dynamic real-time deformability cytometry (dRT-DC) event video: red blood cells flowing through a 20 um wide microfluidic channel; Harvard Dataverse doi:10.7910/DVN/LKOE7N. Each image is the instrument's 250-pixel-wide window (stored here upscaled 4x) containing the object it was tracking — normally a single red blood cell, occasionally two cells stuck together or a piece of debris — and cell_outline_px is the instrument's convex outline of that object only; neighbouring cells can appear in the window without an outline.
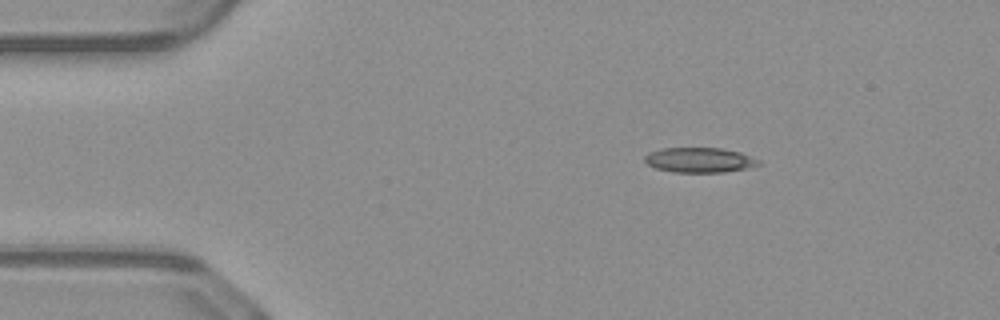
{"species": "common noctule bat (a hibernating species)", "species_latin": "Nyctalus noctula", "temperature_condition": "warm", "stored_images_in_passage": 43, "camera_frame_rate_fps": 3000, "um_per_image_px": 0.085, "animal": {"sex": "male", "body_mass_g": 23.1, "forearm_length_mm": 52.7}, "frame": {"image": 1, "passage_image": 1, "time_ms": 0.0, "image_size_px": [1000, 320], "cell_outline_px": [[764, 164], [748, 168], [724, 172], [672, 172], [656, 168], [648, 164], [644, 160], [644, 156], [648, 152], [664, 148], [720, 148], [740, 152], [760, 160]], "centroid_in_image_um": [59.48, 13.6], "position_along_channel_um": 25.5, "area_um2": 16.65}}
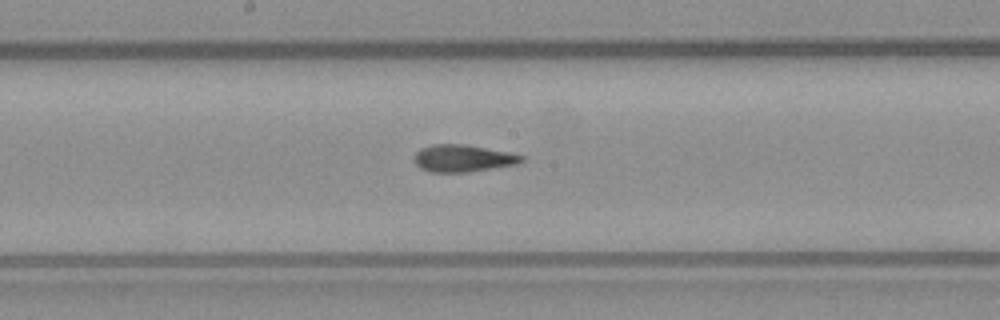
{"frame": {"image": 2, "passage_image": 19, "time_ms": 6.0, "image_size_px": [1000, 320], "cell_outline_px": [[524, 160], [516, 164], [468, 172], [432, 172], [420, 168], [412, 160], [412, 156], [420, 148], [432, 144], [464, 144], [508, 152], [524, 156]], "centroid_in_image_um": [39.29, 13.45], "position_along_channel_um": 208.9, "area_um2": 16.99}}
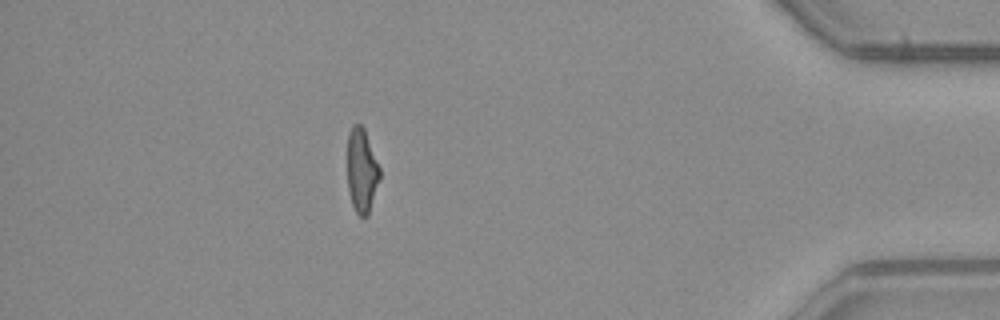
{"frame": {"image": 3, "passage_image": 37, "time_ms": 12.0, "image_size_px": [1000, 320], "cell_outline_px": [[380, 180], [368, 216], [360, 216], [356, 212], [352, 204], [348, 188], [348, 132], [352, 124], [360, 124], [364, 128], [380, 168]], "centroid_in_image_um": [30.76, 14.5], "position_along_channel_um": 404.4, "area_um2": 15.9}, "authors_computed_cell_mechanics": {"area_um2": 16.9932, "velocity_mm_per_s": 4.1275, "shape_relaxation_time_tau1_ms": 10.3264, "shape_relaxation_time_tau2_ms": 2.1968, "deformation_change_tau1": 0.2904, "deformation_change_tau2": 0.0864}}